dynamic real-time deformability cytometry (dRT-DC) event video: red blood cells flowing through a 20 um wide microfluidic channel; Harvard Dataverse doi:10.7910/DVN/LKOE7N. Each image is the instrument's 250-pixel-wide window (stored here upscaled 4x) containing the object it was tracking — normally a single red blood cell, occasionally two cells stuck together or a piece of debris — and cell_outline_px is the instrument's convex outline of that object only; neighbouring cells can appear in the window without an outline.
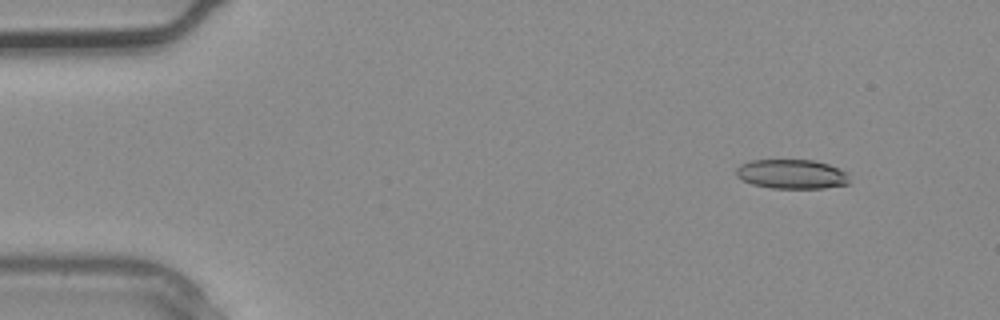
{"species": "common noctule bat (a hibernating species)", "species_latin": "Nyctalus noctula", "temperature_condition": "warm", "stored_images_in_passage": 4, "camera_frame_rate_fps": 3000, "um_per_image_px": 0.085, "animal": {"sex": "male", "body_mass_g": 20.4}, "frame": {"image": 1, "passage_image": 2, "time_ms": 0.333, "image_size_px": [1000, 320], "cell_outline_px": [[848, 184], [824, 188], [772, 188], [752, 184], [736, 176], [736, 168], [740, 164], [752, 160], [816, 160], [828, 164], [848, 172]], "centroid_in_image_um": [67.3, 14.79], "position_along_channel_um": 17.7, "area_um2": 19.42}}
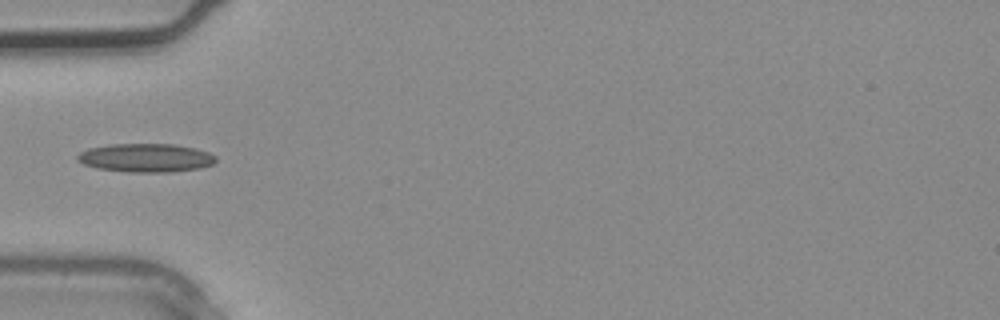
{"frame": {"image": 2, "passage_image": 4, "time_ms": 1.0, "image_size_px": [1000, 320], "cell_outline_px": [[216, 160], [212, 164], [200, 168], [172, 172], [128, 172], [96, 168], [84, 164], [76, 160], [76, 156], [80, 152], [88, 148], [108, 144], [176, 144], [196, 148], [208, 152], [216, 156]], "centroid_in_image_um": [12.38, 13.41], "position_along_channel_um": 72.6, "area_um2": 23.24}}